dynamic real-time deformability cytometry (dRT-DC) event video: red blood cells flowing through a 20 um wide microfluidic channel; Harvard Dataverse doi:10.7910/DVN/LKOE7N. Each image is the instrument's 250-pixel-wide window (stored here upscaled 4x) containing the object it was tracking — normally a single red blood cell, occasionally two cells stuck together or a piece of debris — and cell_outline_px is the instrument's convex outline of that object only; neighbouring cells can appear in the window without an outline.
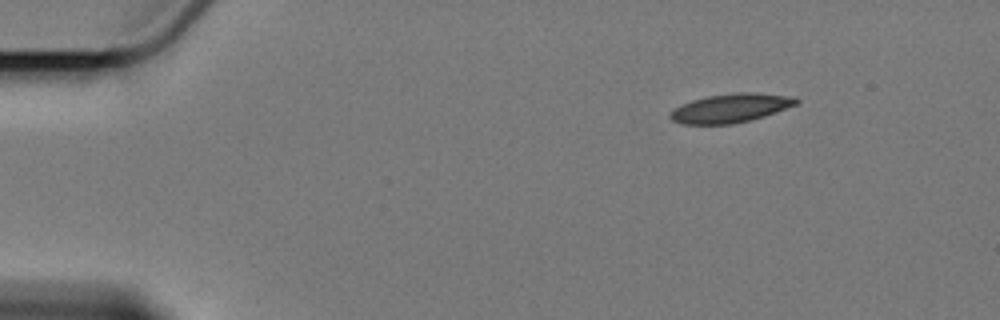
{"species": "Egyptian fruit bat (a non-hibernating species)", "species_latin": "Rousettus aegyptiacus", "temperature_condition": "cold", "stored_images_in_passage": 4, "camera_frame_rate_fps": 3000, "um_per_image_px": 0.085, "animal": {"sex": "female"}, "frame": {"image": 1, "passage_image": 4, "time_ms": 4.0, "image_size_px": [1000, 320], "cell_outline_px": [[800, 100], [796, 104], [764, 116], [732, 124], [684, 124], [672, 120], [668, 116], [680, 104], [692, 100], [708, 96], [736, 92], [752, 92], [796, 96]], "centroid_in_image_um": [62.12, 9.17], "position_along_channel_um": 22.9, "area_um2": 21.04}}